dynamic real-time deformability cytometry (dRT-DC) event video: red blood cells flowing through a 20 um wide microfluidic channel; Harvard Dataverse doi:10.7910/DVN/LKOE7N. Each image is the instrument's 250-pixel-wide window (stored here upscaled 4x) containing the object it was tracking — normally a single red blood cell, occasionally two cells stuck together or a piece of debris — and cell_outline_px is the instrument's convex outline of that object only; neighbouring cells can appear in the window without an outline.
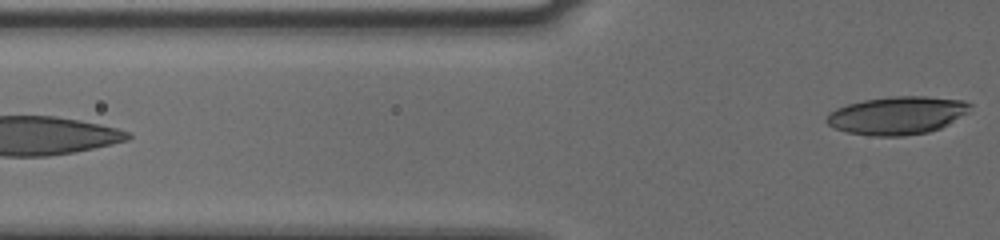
{"species": "human", "species_latin": "Homo sapiens", "temperature_condition": "cold", "stored_images_in_passage": 9, "segment_of_instrument_passage": [2, 2], "camera_frame_rate_fps": 3000, "um_per_image_px": 0.085, "donor": {"sex": "male"}, "frame": {"image": 1, "passage_image": 9, "time_ms": 2.667, "image_size_px": [1000, 240], "cell_outline_px": [[972, 104], [968, 112], [948, 124], [940, 128], [928, 132], [904, 136], [872, 136], [848, 132], [836, 128], [828, 124], [824, 120], [828, 112], [836, 108], [848, 104], [864, 100], [892, 96], [924, 96], [964, 100]], "centroid_in_image_um": [76.25, 9.81], "position_along_channel_um": 49.6, "area_um2": 31.79}}